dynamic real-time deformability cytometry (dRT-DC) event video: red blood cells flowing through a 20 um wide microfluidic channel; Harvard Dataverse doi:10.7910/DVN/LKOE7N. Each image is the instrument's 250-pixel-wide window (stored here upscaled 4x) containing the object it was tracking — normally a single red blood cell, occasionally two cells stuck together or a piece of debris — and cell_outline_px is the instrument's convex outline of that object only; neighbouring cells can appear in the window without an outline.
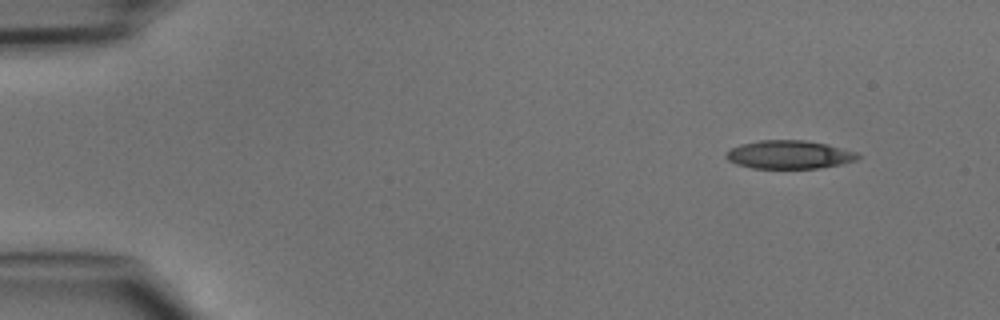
{"species": "common noctule bat (a hibernating species)", "species_latin": "Nyctalus noctula", "temperature_condition": "cold", "stored_images_in_passage": 44, "camera_frame_rate_fps": 3000, "um_per_image_px": 0.085, "animal": {"sex": "male", "body_mass_g": 15.6}, "frame": {"image": 1, "passage_image": 1, "time_ms": 0.0, "image_size_px": [1000, 320], "cell_outline_px": [[860, 156], [856, 160], [840, 164], [816, 168], [752, 168], [736, 164], [728, 160], [724, 156], [724, 152], [740, 144], [760, 140], [804, 140], [828, 144], [856, 152]], "centroid_in_image_um": [67.04, 13.14], "position_along_channel_um": 18.0, "area_um2": 21.73}}
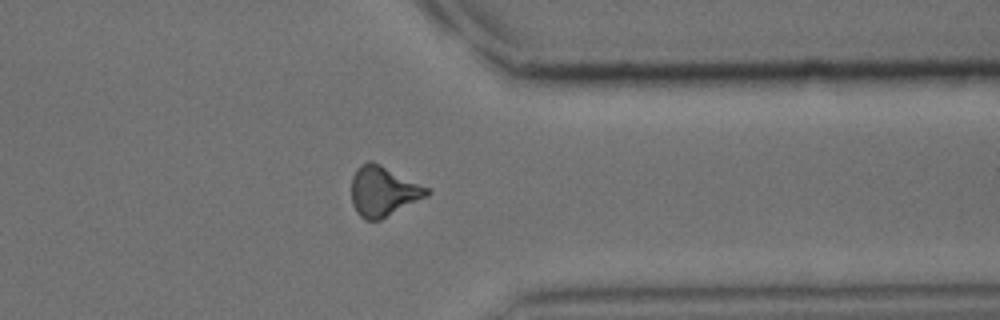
{"frame": {"image": 2, "passage_image": 34, "time_ms": 11.0, "image_size_px": [1000, 320], "cell_outline_px": [[432, 192], [428, 196], [380, 220], [364, 220], [356, 212], [352, 204], [352, 176], [356, 168], [360, 164], [368, 160], [372, 160], [428, 188]], "centroid_in_image_um": [32.55, 16.26], "position_along_channel_um": 378.8, "area_um2": 22.02}}
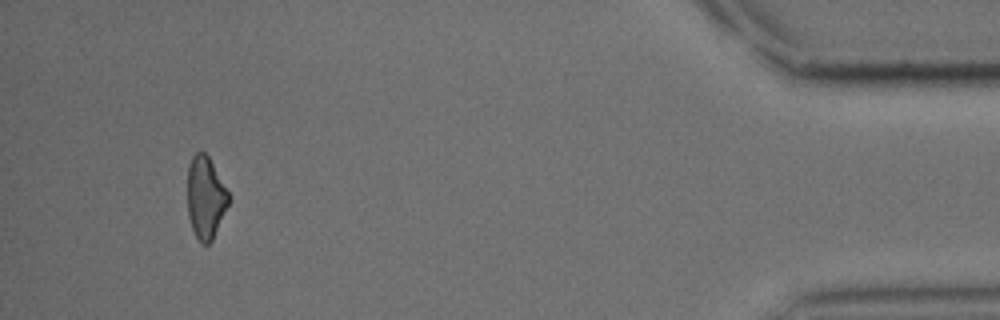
{"frame": {"image": 3, "passage_image": 41, "time_ms": 13.333, "image_size_px": [1000, 320], "cell_outline_px": [[228, 204], [212, 240], [208, 244], [200, 244], [192, 228], [188, 216], [188, 164], [192, 156], [196, 152], [204, 152], [208, 156], [228, 192]], "centroid_in_image_um": [17.44, 16.79], "position_along_channel_um": 417.8, "area_um2": 19.36}}